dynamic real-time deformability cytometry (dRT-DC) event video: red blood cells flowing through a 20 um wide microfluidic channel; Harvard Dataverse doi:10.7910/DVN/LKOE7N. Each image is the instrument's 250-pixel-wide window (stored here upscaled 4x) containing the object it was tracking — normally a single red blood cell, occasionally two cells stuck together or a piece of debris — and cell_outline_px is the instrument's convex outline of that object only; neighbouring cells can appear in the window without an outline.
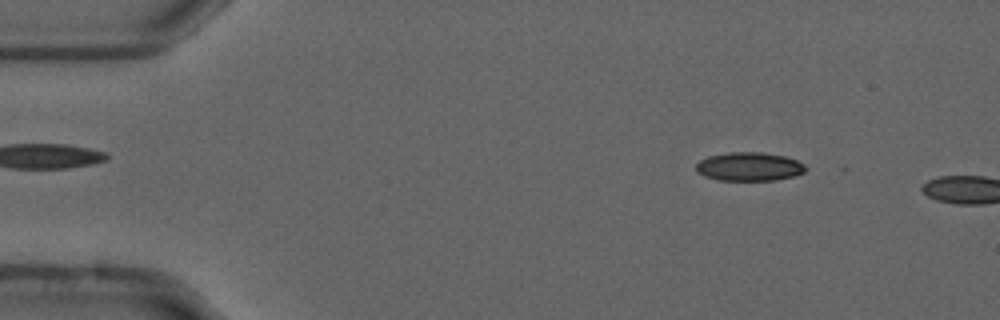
{"species": "common noctule bat (a hibernating species)", "species_latin": "Nyctalus noctula", "temperature_condition": "cold", "stored_images_in_passage": 8, "camera_frame_rate_fps": 3000, "um_per_image_px": 0.085, "animal": {"sex": "male", "forearm_length_mm": 52.5}, "frame": {"image": 1, "passage_image": 6, "time_ms": 1.667, "image_size_px": [1000, 320], "cell_outline_px": [[808, 168], [804, 172], [792, 176], [776, 180], [716, 180], [704, 176], [696, 172], [696, 164], [700, 160], [708, 156], [728, 152], [760, 152], [784, 156], [796, 160], [804, 164]], "centroid_in_image_um": [63.66, 14.16], "position_along_channel_um": 21.3, "area_um2": 18.32}}